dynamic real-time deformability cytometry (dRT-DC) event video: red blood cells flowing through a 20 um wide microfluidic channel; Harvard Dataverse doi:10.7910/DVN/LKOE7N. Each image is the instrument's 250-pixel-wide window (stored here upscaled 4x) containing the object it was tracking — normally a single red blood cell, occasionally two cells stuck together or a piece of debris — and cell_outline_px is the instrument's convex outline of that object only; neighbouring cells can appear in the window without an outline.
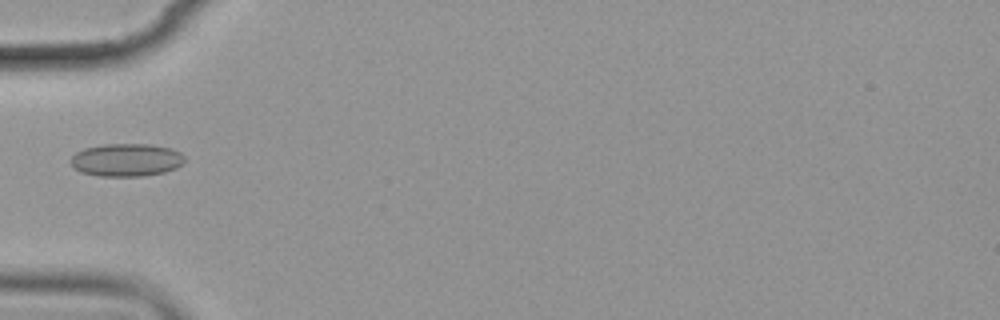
{"species": "common noctule bat (a hibernating species)", "species_latin": "Nyctalus noctula", "temperature_condition": "cold", "stored_images_in_passage": 6, "camera_frame_rate_fps": 3000, "um_per_image_px": 0.085, "animal": {"sex": "female", "body_mass_g": 19.9}, "frame": {"image": 1, "passage_image": 6, "time_ms": 5.667, "image_size_px": [1000, 320], "cell_outline_px": [[184, 164], [176, 168], [164, 172], [140, 176], [100, 176], [80, 172], [72, 168], [68, 160], [76, 152], [84, 148], [104, 144], [148, 144], [168, 148], [180, 152], [184, 156]], "centroid_in_image_um": [10.69, 13.6], "position_along_channel_um": 74.3, "area_um2": 21.96}}